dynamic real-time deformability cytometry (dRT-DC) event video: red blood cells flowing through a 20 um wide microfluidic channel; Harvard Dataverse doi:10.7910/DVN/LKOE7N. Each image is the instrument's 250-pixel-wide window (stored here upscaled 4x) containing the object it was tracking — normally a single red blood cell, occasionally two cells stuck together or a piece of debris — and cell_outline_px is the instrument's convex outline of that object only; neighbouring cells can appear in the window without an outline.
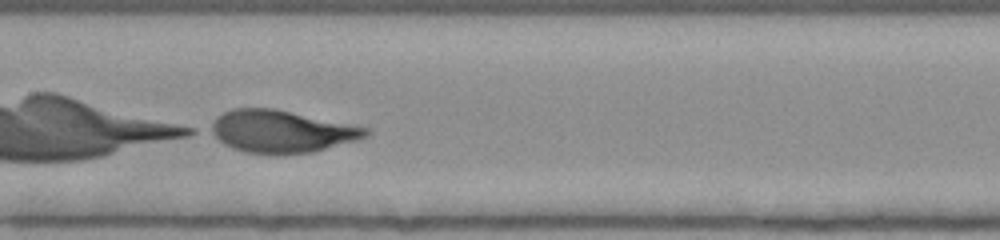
{"species": "human", "species_latin": "Homo sapiens", "temperature_condition": "room temperature", "stored_images_in_passage": 38, "camera_frame_rate_fps": 3000, "um_per_image_px": 0.085, "donor": {"sex": "female"}, "frame": {"image": 1, "passage_image": 20, "time_ms": 6.333, "image_size_px": [1000, 240], "cell_outline_px": [[372, 132], [368, 136], [356, 140], [312, 152], [244, 152], [232, 148], [224, 144], [208, 132], [204, 128], [224, 112], [232, 108], [272, 108], [368, 128]], "centroid_in_image_um": [23.85, 11.15], "position_along_channel_um": 183.6, "area_um2": 37.57}}
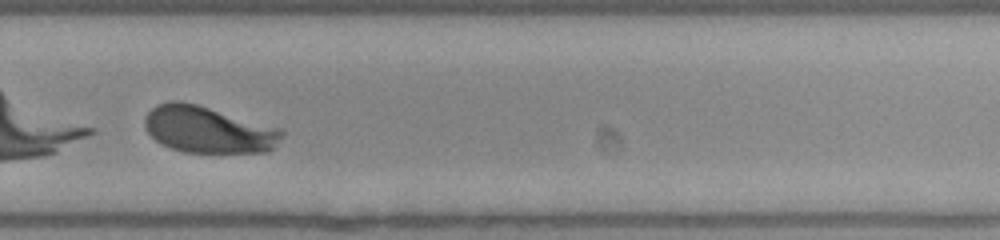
{"frame": {"image": 2, "passage_image": 30, "time_ms": 9.667, "image_size_px": [1000, 240], "cell_outline_px": [[284, 132], [272, 148], [264, 152], [184, 152], [172, 148], [156, 140], [144, 128], [144, 120], [148, 112], [156, 104], [168, 100], [180, 100], [196, 104], [280, 128]], "centroid_in_image_um": [17.64, 11.0], "position_along_channel_um": 312.2, "area_um2": 36.88}}
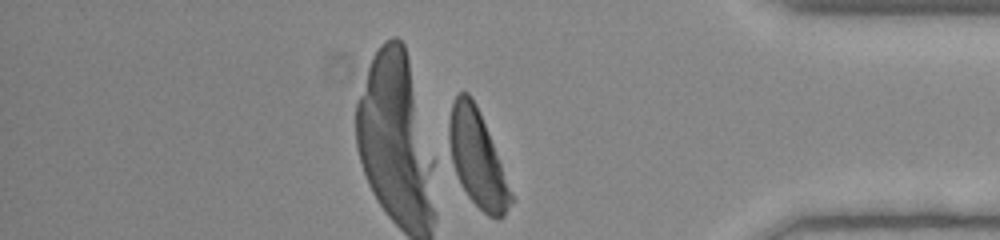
{"frame": {"image": 3, "passage_image": 38, "time_ms": 12.333, "image_size_px": [1000, 240], "cell_outline_px": [[512, 200], [504, 216], [500, 220], [496, 220], [488, 216], [468, 196], [448, 160], [448, 124], [452, 100], [460, 92], [468, 92], [472, 96], [480, 112], [500, 164], [512, 196]], "centroid_in_image_um": [40.49, 13.45], "position_along_channel_um": 394.7, "area_um2": 34.39}}